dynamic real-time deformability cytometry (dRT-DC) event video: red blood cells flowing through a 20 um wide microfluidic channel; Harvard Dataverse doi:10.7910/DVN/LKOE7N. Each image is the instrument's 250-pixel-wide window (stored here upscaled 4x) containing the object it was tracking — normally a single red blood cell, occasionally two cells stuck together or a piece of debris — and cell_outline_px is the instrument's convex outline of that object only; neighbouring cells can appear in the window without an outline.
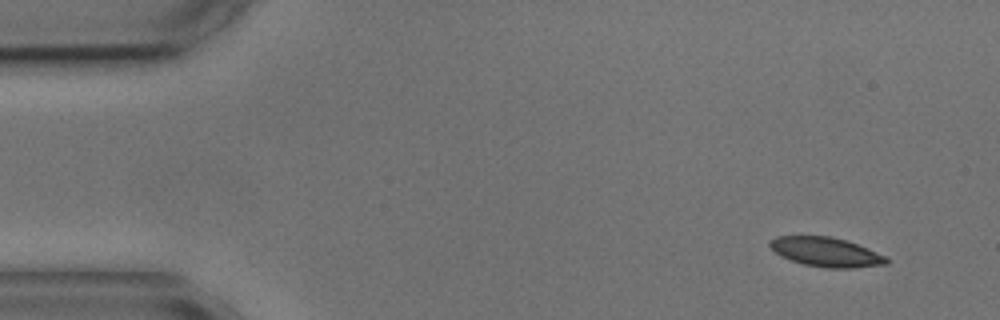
{"species": "common noctule bat (a hibernating species)", "species_latin": "Nyctalus noctula", "temperature_condition": "cold", "stored_images_in_passage": 4, "camera_frame_rate_fps": 3000, "um_per_image_px": 0.085, "animal": {"sex": "male", "body_mass_g": 17.9, "forearm_length_mm": 54.2}, "frame": {"image": 1, "passage_image": 1, "time_ms": 0.0, "image_size_px": [1000, 320], "cell_outline_px": [[888, 264], [852, 268], [824, 268], [804, 264], [780, 256], [768, 244], [776, 236], [828, 236], [844, 240], [868, 248], [884, 256], [888, 260]], "centroid_in_image_um": [70.21, 21.43], "position_along_channel_um": 14.8, "area_um2": 19.65}}
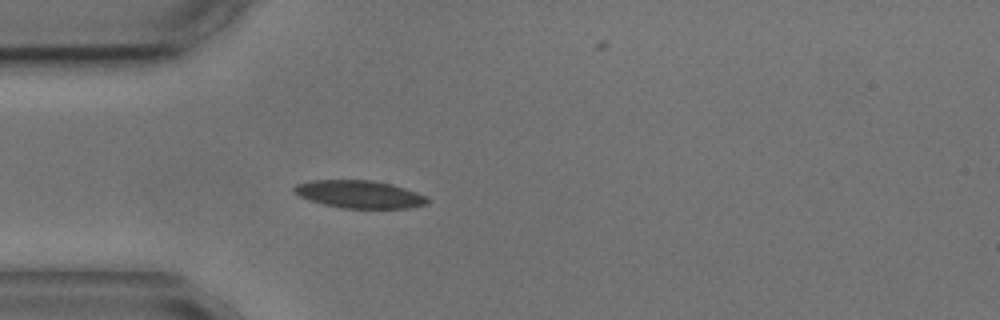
{"frame": {"image": 2, "passage_image": 4, "time_ms": 3.667, "image_size_px": [1000, 320], "cell_outline_px": [[428, 204], [408, 208], [344, 208], [324, 204], [300, 196], [292, 192], [292, 188], [296, 184], [312, 180], [372, 180], [392, 184], [416, 192], [424, 196], [428, 200]], "centroid_in_image_um": [30.53, 16.5], "position_along_channel_um": 54.5, "area_um2": 21.33}}